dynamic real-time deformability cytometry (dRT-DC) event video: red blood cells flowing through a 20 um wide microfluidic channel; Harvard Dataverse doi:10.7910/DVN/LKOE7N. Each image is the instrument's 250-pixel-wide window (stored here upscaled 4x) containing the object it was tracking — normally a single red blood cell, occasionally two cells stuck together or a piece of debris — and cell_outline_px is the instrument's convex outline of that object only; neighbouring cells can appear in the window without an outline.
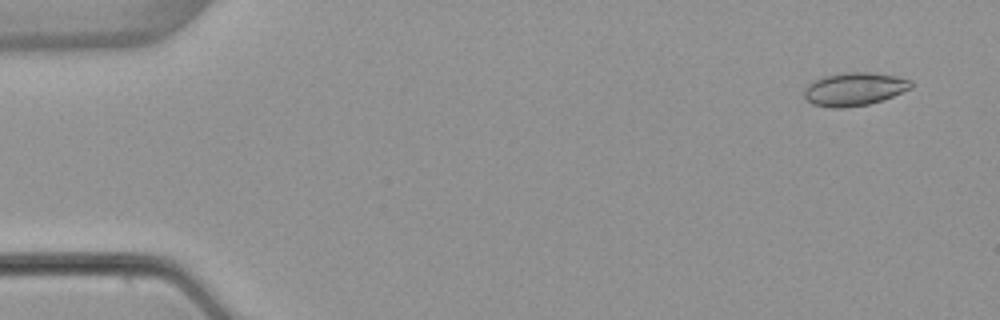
{"species": "common noctule bat (a hibernating species)", "species_latin": "Nyctalus noctula", "temperature_condition": "warm", "stored_images_in_passage": 4, "camera_frame_rate_fps": 3000, "um_per_image_px": 0.085, "animal": {"sex": "female", "body_mass_g": 22.7, "forearm_length_mm": 54.2}, "frame": {"image": 1, "passage_image": 1, "time_ms": 0.0, "image_size_px": [1000, 320], "cell_outline_px": [[912, 88], [892, 96], [868, 104], [844, 108], [832, 108], [812, 104], [804, 100], [804, 88], [812, 80], [824, 76], [844, 72], [868, 72], [896, 76], [912, 80]], "centroid_in_image_um": [72.57, 7.57], "position_along_channel_um": 12.4, "area_um2": 20.81}}
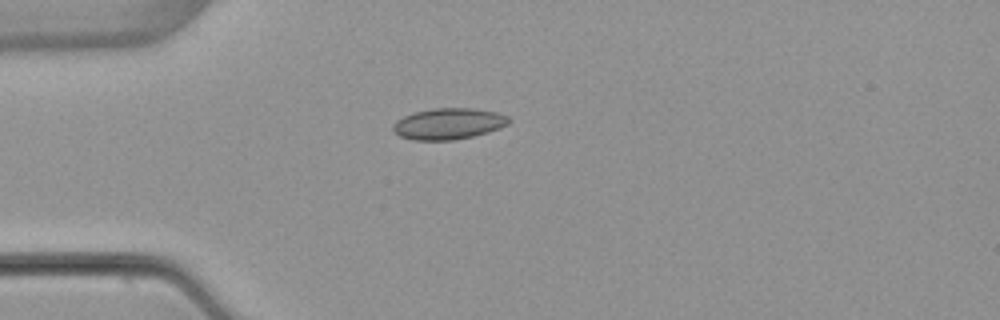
{"frame": {"image": 2, "passage_image": 4, "time_ms": 3.667, "image_size_px": [1000, 320], "cell_outline_px": [[512, 120], [508, 124], [500, 128], [488, 132], [472, 136], [452, 140], [412, 140], [400, 136], [392, 132], [392, 124], [396, 120], [412, 112], [432, 108], [472, 108], [496, 112], [508, 116]], "centroid_in_image_um": [38.09, 10.51], "position_along_channel_um": 46.9, "area_um2": 21.27}}